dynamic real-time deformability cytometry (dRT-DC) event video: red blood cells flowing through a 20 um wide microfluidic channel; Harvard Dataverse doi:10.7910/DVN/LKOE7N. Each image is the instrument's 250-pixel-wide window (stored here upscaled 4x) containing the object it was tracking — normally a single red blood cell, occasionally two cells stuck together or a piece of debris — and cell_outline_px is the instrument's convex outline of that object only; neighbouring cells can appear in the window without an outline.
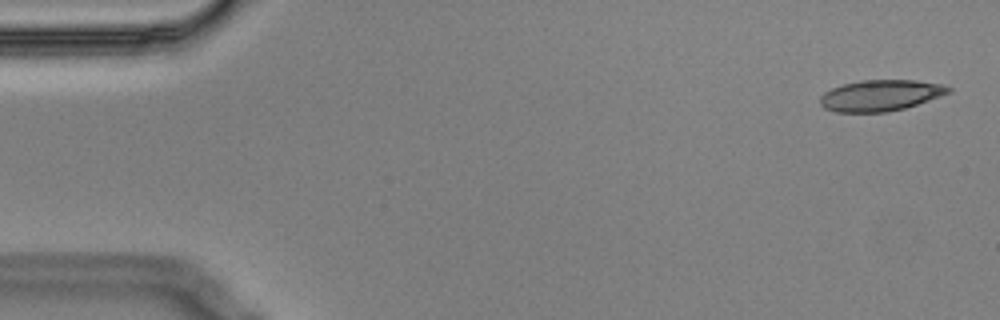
{"species": "Egyptian fruit bat (a non-hibernating species)", "species_latin": "Rousettus aegyptiacus", "temperature_condition": "cold", "stored_images_in_passage": 4, "camera_frame_rate_fps": 3000, "um_per_image_px": 0.085, "animal": {"sex": "male"}, "frame": {"image": 1, "passage_image": 1, "time_ms": 0.0, "image_size_px": [1000, 320], "cell_outline_px": [[952, 92], [904, 108], [888, 112], [836, 112], [824, 108], [820, 104], [820, 96], [824, 92], [832, 88], [844, 84], [860, 80], [916, 80], [944, 84], [952, 88]], "centroid_in_image_um": [74.85, 8.1], "position_along_channel_um": 10.2, "area_um2": 23.29}}